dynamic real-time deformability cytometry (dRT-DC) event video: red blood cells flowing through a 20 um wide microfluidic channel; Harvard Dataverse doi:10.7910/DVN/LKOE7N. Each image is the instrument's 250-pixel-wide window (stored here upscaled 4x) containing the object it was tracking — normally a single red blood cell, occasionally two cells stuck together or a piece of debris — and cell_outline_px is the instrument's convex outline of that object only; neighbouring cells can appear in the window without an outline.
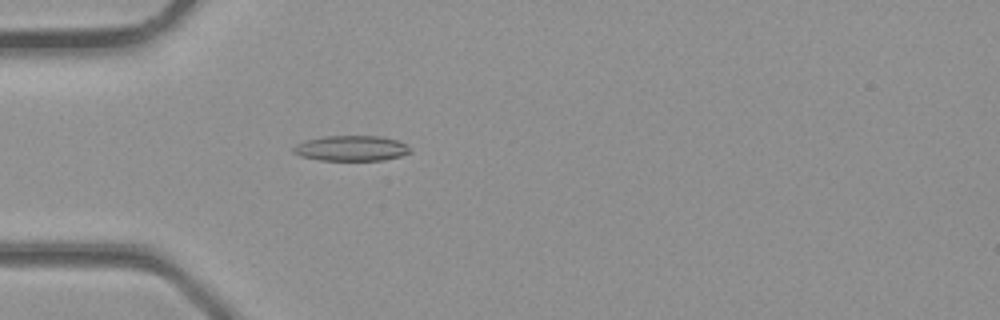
{"species": "common noctule bat (a hibernating species)", "species_latin": "Nyctalus noctula", "temperature_condition": "room temperature", "stored_images_in_passage": 2, "camera_frame_rate_fps": 3000, "um_per_image_px": 0.085, "animal": {"sex": "male", "body_mass_g": 23.1, "forearm_length_mm": 52.7}, "frame": {"image": 1, "passage_image": 2, "time_ms": 0.333, "image_size_px": [1000, 320], "cell_outline_px": [[412, 152], [400, 156], [384, 160], [320, 160], [300, 156], [292, 152], [292, 148], [296, 144], [304, 140], [324, 136], [380, 136], [396, 140], [412, 148]], "centroid_in_image_um": [29.84, 12.6], "position_along_channel_um": 55.2, "area_um2": 17.34}}